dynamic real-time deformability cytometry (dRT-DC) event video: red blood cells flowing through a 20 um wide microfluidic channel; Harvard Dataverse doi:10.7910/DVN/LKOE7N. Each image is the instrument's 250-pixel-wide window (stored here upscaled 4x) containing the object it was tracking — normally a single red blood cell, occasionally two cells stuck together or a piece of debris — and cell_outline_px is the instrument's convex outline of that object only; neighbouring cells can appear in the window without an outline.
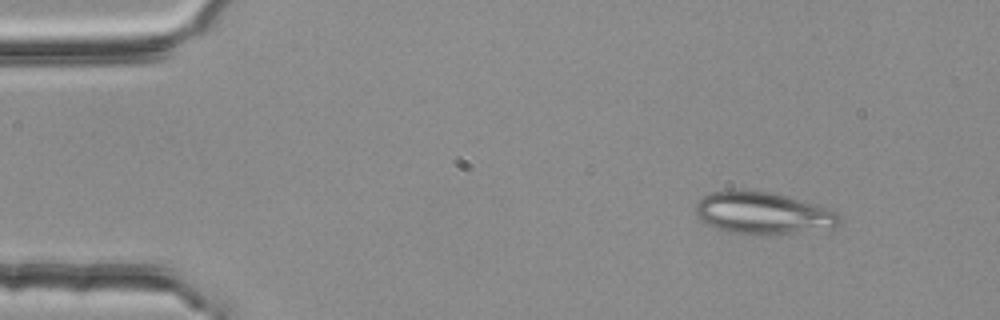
{"species": "common noctule bat (a hibernating species)", "species_latin": "Nyctalus noctula", "temperature_condition": "room temperature", "stored_images_in_passage": 52, "segment_of_instrument_passage": [1, 2], "camera_frame_rate_fps": 3000, "um_per_image_px": 0.085, "animal": {"sex": "female", "body_mass_g": 25.1}, "frame": {"image": 1, "passage_image": 5, "time_ms": 1.333, "image_size_px": [1000, 320], "cell_outline_px": [[840, 224], [832, 228], [792, 232], [732, 232], [708, 224], [700, 220], [696, 216], [696, 204], [704, 196], [712, 192], [732, 188], [744, 188], [768, 192], [784, 196], [812, 204], [836, 212], [840, 216]], "centroid_in_image_um": [64.79, 18.05], "position_along_channel_um": 20.2, "area_um2": 34.16}}